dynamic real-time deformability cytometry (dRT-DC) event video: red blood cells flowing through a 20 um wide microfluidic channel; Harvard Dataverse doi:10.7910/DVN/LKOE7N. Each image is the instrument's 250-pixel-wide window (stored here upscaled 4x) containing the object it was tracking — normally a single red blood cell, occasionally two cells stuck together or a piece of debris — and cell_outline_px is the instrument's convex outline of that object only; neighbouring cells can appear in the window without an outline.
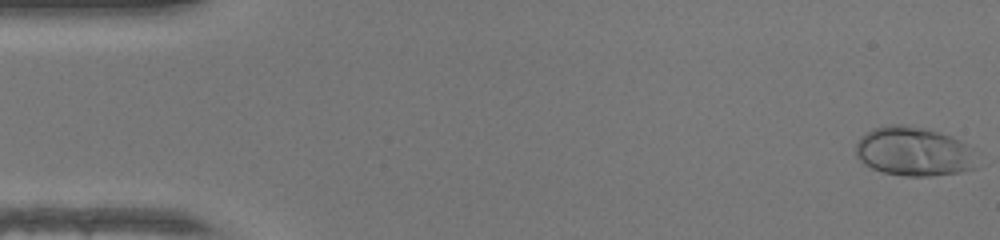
{"species": "human", "species_latin": "Homo sapiens", "temperature_condition": "warm", "stored_images_in_passage": 47, "camera_frame_rate_fps": 3000, "um_per_image_px": 0.085, "donor": {"sex": "female"}, "frame": {"image": 1, "passage_image": 1, "time_ms": 0.0, "image_size_px": [1000, 240], "cell_outline_px": [[976, 168], [960, 172], [932, 176], [908, 176], [884, 172], [872, 168], [864, 164], [856, 156], [856, 144], [860, 136], [876, 128], [888, 124], [908, 124], [928, 128], [952, 136], [960, 140], [972, 148]], "centroid_in_image_um": [77.67, 12.86], "position_along_channel_um": 7.3, "area_um2": 34.85}}
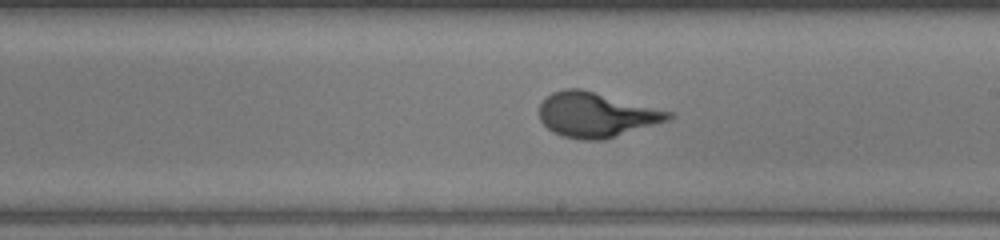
{"frame": {"image": 2, "passage_image": 27, "time_ms": 8.667, "image_size_px": [1000, 240], "cell_outline_px": [[676, 116], [668, 120], [604, 140], [580, 140], [564, 136], [552, 132], [540, 120], [540, 104], [552, 92], [564, 88], [580, 88], [672, 112]], "centroid_in_image_um": [50.66, 9.76], "position_along_channel_um": 238.3, "area_um2": 33.47}}
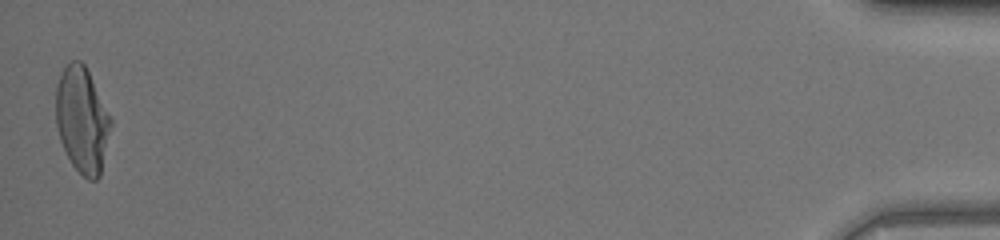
{"frame": {"image": 3, "passage_image": 47, "time_ms": 15.333, "image_size_px": [1000, 240], "cell_outline_px": [[112, 124], [100, 176], [96, 180], [88, 180], [72, 164], [60, 140], [56, 124], [56, 84], [64, 68], [72, 60], [80, 60], [84, 64], [112, 116]], "centroid_in_image_um": [7.0, 10.18], "position_along_channel_um": 428.2, "area_um2": 33.87}}